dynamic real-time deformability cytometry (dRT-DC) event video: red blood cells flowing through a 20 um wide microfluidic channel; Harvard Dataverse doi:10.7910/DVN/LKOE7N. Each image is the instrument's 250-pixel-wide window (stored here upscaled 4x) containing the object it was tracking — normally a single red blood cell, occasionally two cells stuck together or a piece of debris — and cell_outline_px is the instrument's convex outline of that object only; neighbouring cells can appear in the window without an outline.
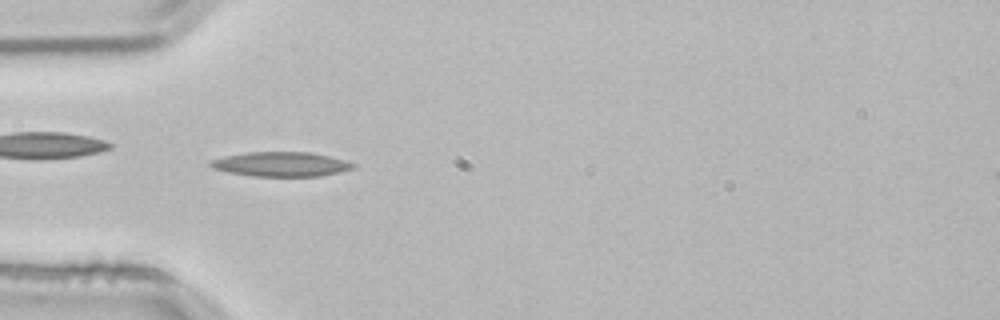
{"species": "common noctule bat (a hibernating species)", "species_latin": "Nyctalus noctula", "temperature_condition": "room temperature", "stored_images_in_passage": 53, "camera_frame_rate_fps": 3000, "um_per_image_px": 0.085, "animal": {"sex": "male", "body_mass_g": 21.5, "forearm_length_mm": 52.0}, "frame": {"image": 1, "passage_image": 16, "time_ms": 5.0, "image_size_px": [1000, 320], "cell_outline_px": [[356, 168], [320, 176], [252, 176], [228, 172], [212, 168], [208, 164], [212, 160], [224, 156], [248, 152], [312, 152], [344, 160], [356, 164]], "centroid_in_image_um": [23.89, 13.95], "position_along_channel_um": 61.1, "area_um2": 20.35}}